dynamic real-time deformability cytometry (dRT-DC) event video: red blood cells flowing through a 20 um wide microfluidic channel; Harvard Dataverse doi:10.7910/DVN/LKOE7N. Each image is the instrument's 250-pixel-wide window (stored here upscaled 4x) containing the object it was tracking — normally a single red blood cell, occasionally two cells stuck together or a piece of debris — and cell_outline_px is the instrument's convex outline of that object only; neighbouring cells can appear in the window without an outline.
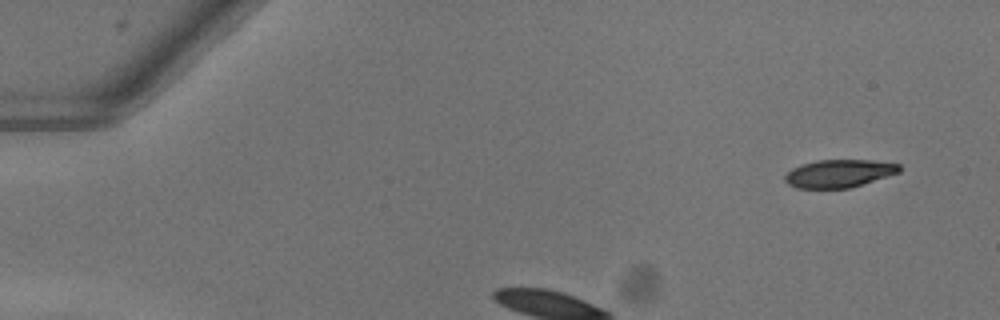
{"species": "common noctule bat (a hibernating species)", "species_latin": "Nyctalus noctula", "temperature_condition": "warm", "stored_images_in_passage": 34, "camera_frame_rate_fps": 3000, "um_per_image_px": 0.085, "animal": {"sex": "female"}, "frame": {"image": 1, "passage_image": 1, "time_ms": 0.0, "image_size_px": [1000, 320], "cell_outline_px": [[900, 172], [848, 188], [796, 188], [788, 184], [784, 180], [784, 176], [792, 168], [800, 164], [816, 160], [872, 160], [900, 164]], "centroid_in_image_um": [71.28, 14.73], "position_along_channel_um": 13.7, "area_um2": 18.5}}
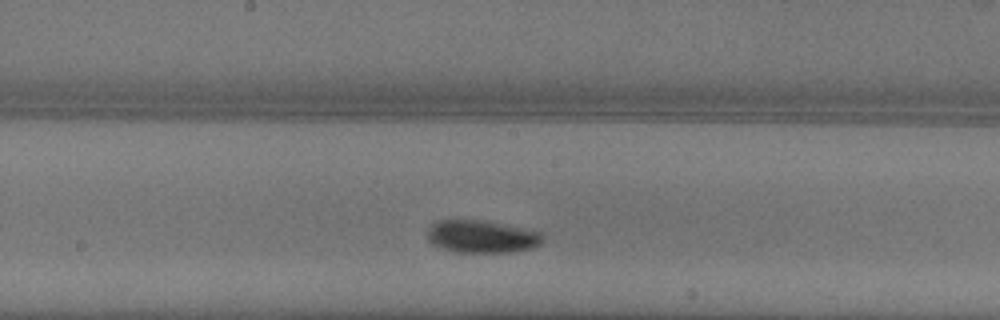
{"frame": {"image": 2, "passage_image": 17, "time_ms": 5.333, "image_size_px": [1000, 320], "cell_outline_px": [[544, 240], [540, 244], [528, 248], [512, 252], [456, 252], [440, 248], [432, 244], [428, 240], [428, 224], [436, 220], [480, 220], [544, 232]], "centroid_in_image_um": [40.92, 20.1], "position_along_channel_um": 207.3, "area_um2": 22.02}}
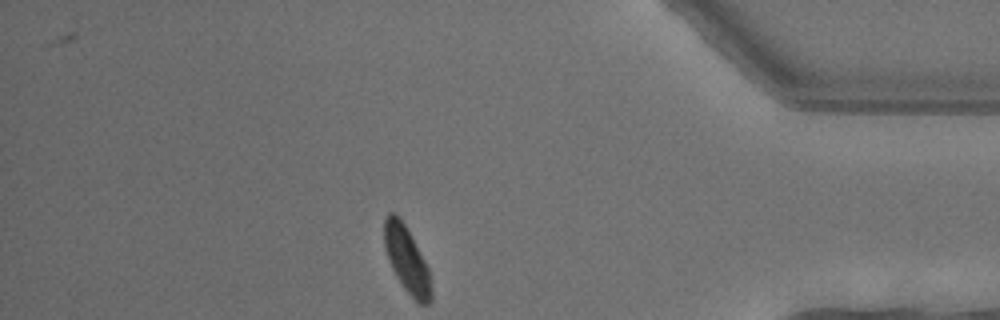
{"frame": {"image": 3, "passage_image": 34, "time_ms": 11.0, "image_size_px": [1000, 320], "cell_outline_px": [[432, 300], [428, 304], [420, 304], [404, 288], [396, 276], [388, 260], [384, 244], [384, 220], [388, 212], [396, 212], [404, 224], [424, 260], [432, 276]], "centroid_in_image_um": [34.59, 22.08], "position_along_channel_um": 400.6, "area_um2": 18.03}, "authors_computed_cell_mechanics": {"area_um2": 20.5479, "velocity_mm_per_s": 4.0036, "shape_relaxation_time_tau1_ms": 3.2731, "shape_relaxation_time_tau2_ms": null, "deformation_change_tau1": 0.1362, "deformation_change_tau2": null}}